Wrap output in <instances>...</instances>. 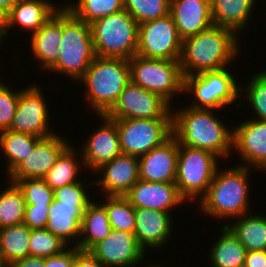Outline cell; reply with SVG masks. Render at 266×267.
<instances>
[{"instance_id":"e0dca14e","label":"cell","mask_w":266,"mask_h":267,"mask_svg":"<svg viewBox=\"0 0 266 267\" xmlns=\"http://www.w3.org/2000/svg\"><path fill=\"white\" fill-rule=\"evenodd\" d=\"M98 117L104 123H101L98 129L89 135L88 140L83 142L79 156L83 159V168L93 172L122 153L117 124L106 115H98Z\"/></svg>"},{"instance_id":"74e56055","label":"cell","mask_w":266,"mask_h":267,"mask_svg":"<svg viewBox=\"0 0 266 267\" xmlns=\"http://www.w3.org/2000/svg\"><path fill=\"white\" fill-rule=\"evenodd\" d=\"M16 184L24 195L26 206H50L54 200V191L43 178H26Z\"/></svg>"},{"instance_id":"f6af8a7d","label":"cell","mask_w":266,"mask_h":267,"mask_svg":"<svg viewBox=\"0 0 266 267\" xmlns=\"http://www.w3.org/2000/svg\"><path fill=\"white\" fill-rule=\"evenodd\" d=\"M245 267H266V250L248 251L245 257Z\"/></svg>"},{"instance_id":"44dd1931","label":"cell","mask_w":266,"mask_h":267,"mask_svg":"<svg viewBox=\"0 0 266 267\" xmlns=\"http://www.w3.org/2000/svg\"><path fill=\"white\" fill-rule=\"evenodd\" d=\"M170 214L159 210L135 209L134 235L145 252L147 248L159 250L168 243L174 228Z\"/></svg>"},{"instance_id":"f907efd6","label":"cell","mask_w":266,"mask_h":267,"mask_svg":"<svg viewBox=\"0 0 266 267\" xmlns=\"http://www.w3.org/2000/svg\"><path fill=\"white\" fill-rule=\"evenodd\" d=\"M144 267H162V266H159V264L158 265L154 264V265H148V266H144Z\"/></svg>"},{"instance_id":"60d3db41","label":"cell","mask_w":266,"mask_h":267,"mask_svg":"<svg viewBox=\"0 0 266 267\" xmlns=\"http://www.w3.org/2000/svg\"><path fill=\"white\" fill-rule=\"evenodd\" d=\"M81 181L54 189V199L61 203L88 205L93 198L88 194L89 191L84 188L86 185Z\"/></svg>"},{"instance_id":"b9f144b4","label":"cell","mask_w":266,"mask_h":267,"mask_svg":"<svg viewBox=\"0 0 266 267\" xmlns=\"http://www.w3.org/2000/svg\"><path fill=\"white\" fill-rule=\"evenodd\" d=\"M49 217V206H25L23 223L33 229L46 228Z\"/></svg>"},{"instance_id":"7bdbcfd3","label":"cell","mask_w":266,"mask_h":267,"mask_svg":"<svg viewBox=\"0 0 266 267\" xmlns=\"http://www.w3.org/2000/svg\"><path fill=\"white\" fill-rule=\"evenodd\" d=\"M76 247H69L65 251L44 258V267H74Z\"/></svg>"},{"instance_id":"9a60e30c","label":"cell","mask_w":266,"mask_h":267,"mask_svg":"<svg viewBox=\"0 0 266 267\" xmlns=\"http://www.w3.org/2000/svg\"><path fill=\"white\" fill-rule=\"evenodd\" d=\"M89 251L106 267H136L146 253L134 233L116 229Z\"/></svg>"},{"instance_id":"7402d4cb","label":"cell","mask_w":266,"mask_h":267,"mask_svg":"<svg viewBox=\"0 0 266 267\" xmlns=\"http://www.w3.org/2000/svg\"><path fill=\"white\" fill-rule=\"evenodd\" d=\"M169 14L182 40L214 25L211 0H170Z\"/></svg>"},{"instance_id":"d6a6232c","label":"cell","mask_w":266,"mask_h":267,"mask_svg":"<svg viewBox=\"0 0 266 267\" xmlns=\"http://www.w3.org/2000/svg\"><path fill=\"white\" fill-rule=\"evenodd\" d=\"M64 5L75 17L87 24L124 9V0H77Z\"/></svg>"},{"instance_id":"ee69618b","label":"cell","mask_w":266,"mask_h":267,"mask_svg":"<svg viewBox=\"0 0 266 267\" xmlns=\"http://www.w3.org/2000/svg\"><path fill=\"white\" fill-rule=\"evenodd\" d=\"M74 267H106L89 250L76 247Z\"/></svg>"},{"instance_id":"277c9868","label":"cell","mask_w":266,"mask_h":267,"mask_svg":"<svg viewBox=\"0 0 266 267\" xmlns=\"http://www.w3.org/2000/svg\"><path fill=\"white\" fill-rule=\"evenodd\" d=\"M79 81L86 87L90 108L96 115H106L131 81L129 59L97 56Z\"/></svg>"},{"instance_id":"603a6c76","label":"cell","mask_w":266,"mask_h":267,"mask_svg":"<svg viewBox=\"0 0 266 267\" xmlns=\"http://www.w3.org/2000/svg\"><path fill=\"white\" fill-rule=\"evenodd\" d=\"M62 37V7L49 20L31 35L32 55L39 60V68L44 71L51 69L58 63L59 46Z\"/></svg>"},{"instance_id":"bcb514c9","label":"cell","mask_w":266,"mask_h":267,"mask_svg":"<svg viewBox=\"0 0 266 267\" xmlns=\"http://www.w3.org/2000/svg\"><path fill=\"white\" fill-rule=\"evenodd\" d=\"M9 267H44V258L28 256L10 263Z\"/></svg>"},{"instance_id":"8d00e7d4","label":"cell","mask_w":266,"mask_h":267,"mask_svg":"<svg viewBox=\"0 0 266 267\" xmlns=\"http://www.w3.org/2000/svg\"><path fill=\"white\" fill-rule=\"evenodd\" d=\"M29 247L30 256L46 258L65 251L68 245L44 228L31 230Z\"/></svg>"},{"instance_id":"8fae6325","label":"cell","mask_w":266,"mask_h":267,"mask_svg":"<svg viewBox=\"0 0 266 267\" xmlns=\"http://www.w3.org/2000/svg\"><path fill=\"white\" fill-rule=\"evenodd\" d=\"M182 38L170 14L138 25L136 55L144 58L179 61Z\"/></svg>"},{"instance_id":"d4e9b609","label":"cell","mask_w":266,"mask_h":267,"mask_svg":"<svg viewBox=\"0 0 266 267\" xmlns=\"http://www.w3.org/2000/svg\"><path fill=\"white\" fill-rule=\"evenodd\" d=\"M87 206L61 203L54 199L49 206L46 229L60 238L69 247L74 239L79 238L74 243L75 245H72V247H77L81 237V222Z\"/></svg>"},{"instance_id":"5b68a950","label":"cell","mask_w":266,"mask_h":267,"mask_svg":"<svg viewBox=\"0 0 266 267\" xmlns=\"http://www.w3.org/2000/svg\"><path fill=\"white\" fill-rule=\"evenodd\" d=\"M96 57L90 25L62 6L59 60L50 72L65 74L79 82Z\"/></svg>"},{"instance_id":"8992f818","label":"cell","mask_w":266,"mask_h":267,"mask_svg":"<svg viewBox=\"0 0 266 267\" xmlns=\"http://www.w3.org/2000/svg\"><path fill=\"white\" fill-rule=\"evenodd\" d=\"M96 56L131 59L138 46V23L125 10L90 24Z\"/></svg>"},{"instance_id":"ba28073f","label":"cell","mask_w":266,"mask_h":267,"mask_svg":"<svg viewBox=\"0 0 266 267\" xmlns=\"http://www.w3.org/2000/svg\"><path fill=\"white\" fill-rule=\"evenodd\" d=\"M218 160L209 151L179 144L175 184L186 202L201 199L207 193L219 167Z\"/></svg>"},{"instance_id":"e575fe53","label":"cell","mask_w":266,"mask_h":267,"mask_svg":"<svg viewBox=\"0 0 266 267\" xmlns=\"http://www.w3.org/2000/svg\"><path fill=\"white\" fill-rule=\"evenodd\" d=\"M100 202L106 209L112 229L134 233L135 208L125 196H105Z\"/></svg>"},{"instance_id":"6da1fadb","label":"cell","mask_w":266,"mask_h":267,"mask_svg":"<svg viewBox=\"0 0 266 267\" xmlns=\"http://www.w3.org/2000/svg\"><path fill=\"white\" fill-rule=\"evenodd\" d=\"M214 113V109L190 106L172 110V133L179 144L206 150L225 159L233 153V130Z\"/></svg>"},{"instance_id":"5bb4252c","label":"cell","mask_w":266,"mask_h":267,"mask_svg":"<svg viewBox=\"0 0 266 267\" xmlns=\"http://www.w3.org/2000/svg\"><path fill=\"white\" fill-rule=\"evenodd\" d=\"M58 133L41 138L27 155L8 175V182L16 183L26 178H44L56 164L60 155L71 145Z\"/></svg>"},{"instance_id":"f546056e","label":"cell","mask_w":266,"mask_h":267,"mask_svg":"<svg viewBox=\"0 0 266 267\" xmlns=\"http://www.w3.org/2000/svg\"><path fill=\"white\" fill-rule=\"evenodd\" d=\"M40 139L38 136L12 131L10 129L0 132V149L7 159V174L27 158L28 154L32 153L35 144Z\"/></svg>"},{"instance_id":"7a4b0ae2","label":"cell","mask_w":266,"mask_h":267,"mask_svg":"<svg viewBox=\"0 0 266 267\" xmlns=\"http://www.w3.org/2000/svg\"><path fill=\"white\" fill-rule=\"evenodd\" d=\"M239 43L234 31L216 25L183 39L179 58L183 75L229 67L239 56Z\"/></svg>"},{"instance_id":"d590c367","label":"cell","mask_w":266,"mask_h":267,"mask_svg":"<svg viewBox=\"0 0 266 267\" xmlns=\"http://www.w3.org/2000/svg\"><path fill=\"white\" fill-rule=\"evenodd\" d=\"M124 9L139 25L167 16L170 0H124Z\"/></svg>"},{"instance_id":"7dc6e473","label":"cell","mask_w":266,"mask_h":267,"mask_svg":"<svg viewBox=\"0 0 266 267\" xmlns=\"http://www.w3.org/2000/svg\"><path fill=\"white\" fill-rule=\"evenodd\" d=\"M18 0H0V11L6 14Z\"/></svg>"},{"instance_id":"4fadbf2b","label":"cell","mask_w":266,"mask_h":267,"mask_svg":"<svg viewBox=\"0 0 266 267\" xmlns=\"http://www.w3.org/2000/svg\"><path fill=\"white\" fill-rule=\"evenodd\" d=\"M40 85H29L20 90L17 108L10 125V130L27 133L40 138L51 136L53 132L49 122L47 101Z\"/></svg>"},{"instance_id":"836d02e7","label":"cell","mask_w":266,"mask_h":267,"mask_svg":"<svg viewBox=\"0 0 266 267\" xmlns=\"http://www.w3.org/2000/svg\"><path fill=\"white\" fill-rule=\"evenodd\" d=\"M25 206L22 191L16 183L10 182L9 186L0 193V229L22 224Z\"/></svg>"},{"instance_id":"ab89813d","label":"cell","mask_w":266,"mask_h":267,"mask_svg":"<svg viewBox=\"0 0 266 267\" xmlns=\"http://www.w3.org/2000/svg\"><path fill=\"white\" fill-rule=\"evenodd\" d=\"M0 76V132L10 128L18 104L20 89L15 91L2 83ZM12 91H11V90Z\"/></svg>"},{"instance_id":"30bf717a","label":"cell","mask_w":266,"mask_h":267,"mask_svg":"<svg viewBox=\"0 0 266 267\" xmlns=\"http://www.w3.org/2000/svg\"><path fill=\"white\" fill-rule=\"evenodd\" d=\"M117 124L122 154L140 157L172 135V118L112 119Z\"/></svg>"},{"instance_id":"4316f807","label":"cell","mask_w":266,"mask_h":267,"mask_svg":"<svg viewBox=\"0 0 266 267\" xmlns=\"http://www.w3.org/2000/svg\"><path fill=\"white\" fill-rule=\"evenodd\" d=\"M112 227L108 220L105 207L100 203L91 201L81 222V234L77 247L81 250H90L111 232Z\"/></svg>"},{"instance_id":"9c48e42d","label":"cell","mask_w":266,"mask_h":267,"mask_svg":"<svg viewBox=\"0 0 266 267\" xmlns=\"http://www.w3.org/2000/svg\"><path fill=\"white\" fill-rule=\"evenodd\" d=\"M133 83L160 95L172 106L174 95H184V75L179 61L133 56L129 59Z\"/></svg>"},{"instance_id":"3957f363","label":"cell","mask_w":266,"mask_h":267,"mask_svg":"<svg viewBox=\"0 0 266 267\" xmlns=\"http://www.w3.org/2000/svg\"><path fill=\"white\" fill-rule=\"evenodd\" d=\"M235 166L223 170L219 165L215 171L207 193L198 200V206L204 214L220 220H233L249 213L250 169Z\"/></svg>"},{"instance_id":"ac0fdd59","label":"cell","mask_w":266,"mask_h":267,"mask_svg":"<svg viewBox=\"0 0 266 267\" xmlns=\"http://www.w3.org/2000/svg\"><path fill=\"white\" fill-rule=\"evenodd\" d=\"M95 173L102 174V178L87 186L99 185L105 196H124L140 180L139 160L136 156L121 153Z\"/></svg>"},{"instance_id":"681fc988","label":"cell","mask_w":266,"mask_h":267,"mask_svg":"<svg viewBox=\"0 0 266 267\" xmlns=\"http://www.w3.org/2000/svg\"><path fill=\"white\" fill-rule=\"evenodd\" d=\"M0 267H9V264L6 262V260L2 256L1 252H0Z\"/></svg>"},{"instance_id":"2e32d148","label":"cell","mask_w":266,"mask_h":267,"mask_svg":"<svg viewBox=\"0 0 266 267\" xmlns=\"http://www.w3.org/2000/svg\"><path fill=\"white\" fill-rule=\"evenodd\" d=\"M240 123L233 127V151L241 157L240 166L266 171V120L251 118Z\"/></svg>"},{"instance_id":"f35d334b","label":"cell","mask_w":266,"mask_h":267,"mask_svg":"<svg viewBox=\"0 0 266 267\" xmlns=\"http://www.w3.org/2000/svg\"><path fill=\"white\" fill-rule=\"evenodd\" d=\"M246 101L250 104L255 120H266V70L252 76L246 86Z\"/></svg>"},{"instance_id":"1f68e13d","label":"cell","mask_w":266,"mask_h":267,"mask_svg":"<svg viewBox=\"0 0 266 267\" xmlns=\"http://www.w3.org/2000/svg\"><path fill=\"white\" fill-rule=\"evenodd\" d=\"M30 234L24 223L0 229V252L8 264L30 256Z\"/></svg>"},{"instance_id":"ffe728a7","label":"cell","mask_w":266,"mask_h":267,"mask_svg":"<svg viewBox=\"0 0 266 267\" xmlns=\"http://www.w3.org/2000/svg\"><path fill=\"white\" fill-rule=\"evenodd\" d=\"M124 196L135 209L143 208L167 213H170L172 208L186 203L175 183L139 180Z\"/></svg>"},{"instance_id":"4dcf8cb0","label":"cell","mask_w":266,"mask_h":267,"mask_svg":"<svg viewBox=\"0 0 266 267\" xmlns=\"http://www.w3.org/2000/svg\"><path fill=\"white\" fill-rule=\"evenodd\" d=\"M77 153L78 151L74 149L73 144L72 146L70 145L60 155L56 164L44 176L43 179L51 189L54 190L81 180L77 178L79 177L81 168L84 166V162H82V158H76Z\"/></svg>"},{"instance_id":"52a82bcc","label":"cell","mask_w":266,"mask_h":267,"mask_svg":"<svg viewBox=\"0 0 266 267\" xmlns=\"http://www.w3.org/2000/svg\"><path fill=\"white\" fill-rule=\"evenodd\" d=\"M234 77L228 67L184 76V93H190L195 99L190 107L219 110L241 99L240 91L245 88Z\"/></svg>"},{"instance_id":"484cf974","label":"cell","mask_w":266,"mask_h":267,"mask_svg":"<svg viewBox=\"0 0 266 267\" xmlns=\"http://www.w3.org/2000/svg\"><path fill=\"white\" fill-rule=\"evenodd\" d=\"M256 0H211L214 25L228 28L237 35L246 28L254 11ZM254 8V9H253ZM251 15V16H250Z\"/></svg>"},{"instance_id":"c3c4849f","label":"cell","mask_w":266,"mask_h":267,"mask_svg":"<svg viewBox=\"0 0 266 267\" xmlns=\"http://www.w3.org/2000/svg\"><path fill=\"white\" fill-rule=\"evenodd\" d=\"M6 37L5 36V14L0 11V42ZM1 45V43H0Z\"/></svg>"},{"instance_id":"cb8c5ba5","label":"cell","mask_w":266,"mask_h":267,"mask_svg":"<svg viewBox=\"0 0 266 267\" xmlns=\"http://www.w3.org/2000/svg\"><path fill=\"white\" fill-rule=\"evenodd\" d=\"M48 0H18L5 14V36L18 26L32 33L40 29L59 9Z\"/></svg>"},{"instance_id":"f1b7e54d","label":"cell","mask_w":266,"mask_h":267,"mask_svg":"<svg viewBox=\"0 0 266 267\" xmlns=\"http://www.w3.org/2000/svg\"><path fill=\"white\" fill-rule=\"evenodd\" d=\"M220 237L211 246L209 261L212 267H240L245 263L246 248L239 238L225 225Z\"/></svg>"},{"instance_id":"83f0119b","label":"cell","mask_w":266,"mask_h":267,"mask_svg":"<svg viewBox=\"0 0 266 267\" xmlns=\"http://www.w3.org/2000/svg\"><path fill=\"white\" fill-rule=\"evenodd\" d=\"M235 219L225 225L239 238L246 251L266 250V216L250 212Z\"/></svg>"},{"instance_id":"d6986e66","label":"cell","mask_w":266,"mask_h":267,"mask_svg":"<svg viewBox=\"0 0 266 267\" xmlns=\"http://www.w3.org/2000/svg\"><path fill=\"white\" fill-rule=\"evenodd\" d=\"M179 143L172 135L162 145L138 157L139 179L148 182L175 183Z\"/></svg>"},{"instance_id":"7c38bea8","label":"cell","mask_w":266,"mask_h":267,"mask_svg":"<svg viewBox=\"0 0 266 267\" xmlns=\"http://www.w3.org/2000/svg\"><path fill=\"white\" fill-rule=\"evenodd\" d=\"M171 108L160 95L130 81L106 116L110 119L172 118Z\"/></svg>"}]
</instances>
